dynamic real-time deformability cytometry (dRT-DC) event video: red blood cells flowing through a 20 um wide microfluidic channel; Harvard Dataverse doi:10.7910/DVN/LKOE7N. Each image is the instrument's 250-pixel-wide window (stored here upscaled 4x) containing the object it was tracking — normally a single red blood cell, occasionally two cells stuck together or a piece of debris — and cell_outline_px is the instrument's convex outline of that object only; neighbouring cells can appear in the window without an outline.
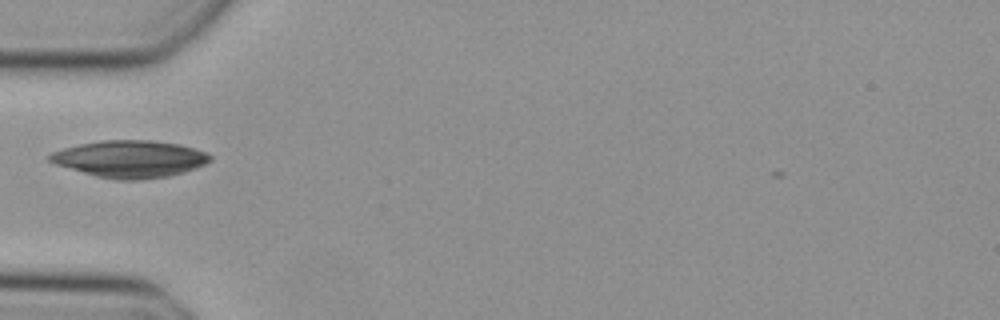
{"species": "Egyptian fruit bat (a non-hibernating species)", "species_latin": "Rousettus aegyptiacus", "temperature_condition": "cold", "stored_images_in_passage": 30, "camera_frame_rate_fps": 3000, "um_per_image_px": 0.085, "animal": {"sex": "female"}, "frame": {"image": 1, "passage_image": 1, "time_ms": 0.0, "image_size_px": [1000, 320], "cell_outline_px": [[212, 160], [196, 168], [184, 172], [168, 176], [140, 180], [116, 180], [96, 176], [56, 164], [48, 160], [48, 156], [52, 152], [64, 148], [80, 144], [104, 140], [152, 140], [180, 144], [208, 152], [212, 156]], "centroid_in_image_um": [11.09, 13.51], "position_along_channel_um": 73.9, "area_um2": 34.62}}
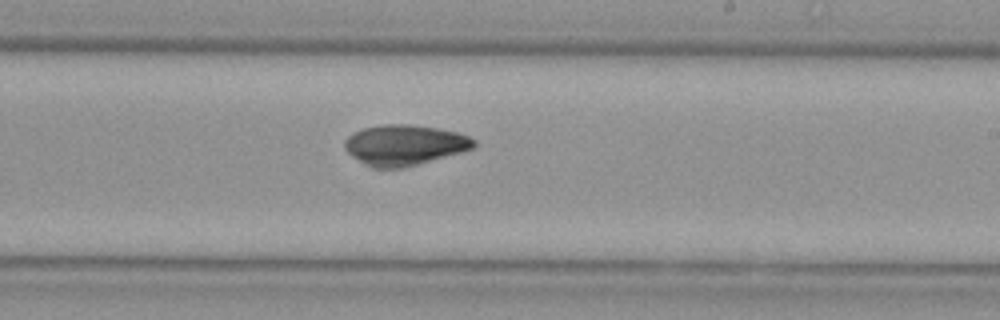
{"frame": {"image": 2, "passage_image": 14, "time_ms": 4.333, "image_size_px": [1000, 320], "cell_outline_px": [[476, 144], [472, 148], [460, 152], [404, 168], [372, 168], [364, 164], [352, 156], [344, 148], [344, 140], [352, 132], [364, 128], [384, 124], [408, 124], [436, 128], [456, 132], [468, 136], [476, 140]], "centroid_in_image_um": [34.34, 12.33], "position_along_channel_um": 254.7, "area_um2": 30.35}}
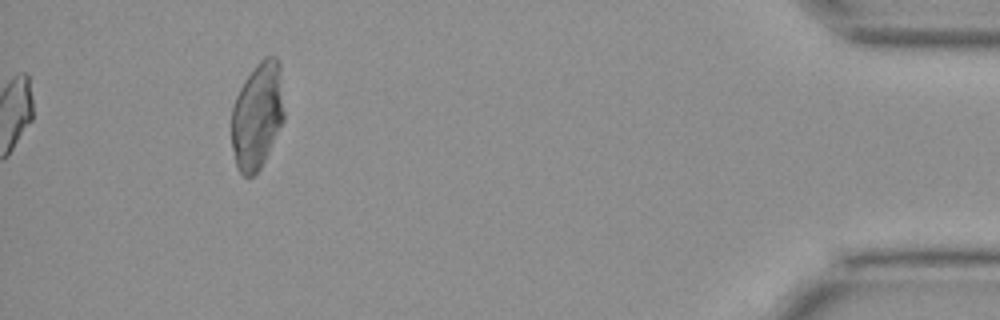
{"frame": {"image": 3, "passage_image": 30, "time_ms": 9.667, "image_size_px": [1000, 320], "cell_outline_px": [[284, 120], [260, 168], [252, 176], [244, 176], [236, 168], [232, 148], [232, 108], [236, 96], [244, 80], [256, 64], [264, 56], [276, 56], [280, 64], [284, 112]], "centroid_in_image_um": [21.87, 9.8], "position_along_channel_um": 413.3, "area_um2": 32.71}}